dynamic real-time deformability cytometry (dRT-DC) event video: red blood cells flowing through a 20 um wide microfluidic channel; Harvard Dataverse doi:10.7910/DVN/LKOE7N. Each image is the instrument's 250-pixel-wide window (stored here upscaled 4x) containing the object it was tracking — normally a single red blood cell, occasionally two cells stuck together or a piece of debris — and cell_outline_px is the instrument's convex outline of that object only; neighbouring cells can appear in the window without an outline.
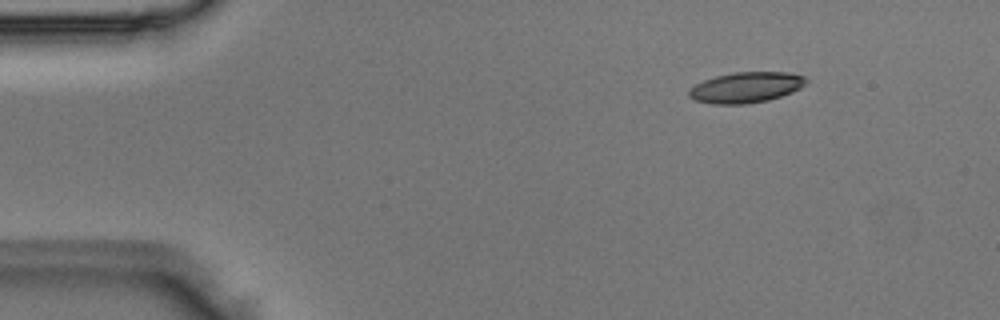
{"species": "Egyptian fruit bat (a non-hibernating species)", "species_latin": "Rousettus aegyptiacus", "temperature_condition": "room temperature", "stored_images_in_passage": 2, "camera_frame_rate_fps": 3000, "um_per_image_px": 0.085, "animal": {"sex": "male"}, "frame": {"image": 1, "passage_image": 2, "time_ms": 0.333, "image_size_px": [1000, 320], "cell_outline_px": [[808, 80], [800, 88], [792, 92], [768, 100], [744, 104], [712, 104], [692, 100], [688, 96], [688, 88], [704, 80], [716, 76], [732, 72], [788, 72], [804, 76]], "centroid_in_image_um": [63.37, 7.43], "position_along_channel_um": 21.6, "area_um2": 21.04}}